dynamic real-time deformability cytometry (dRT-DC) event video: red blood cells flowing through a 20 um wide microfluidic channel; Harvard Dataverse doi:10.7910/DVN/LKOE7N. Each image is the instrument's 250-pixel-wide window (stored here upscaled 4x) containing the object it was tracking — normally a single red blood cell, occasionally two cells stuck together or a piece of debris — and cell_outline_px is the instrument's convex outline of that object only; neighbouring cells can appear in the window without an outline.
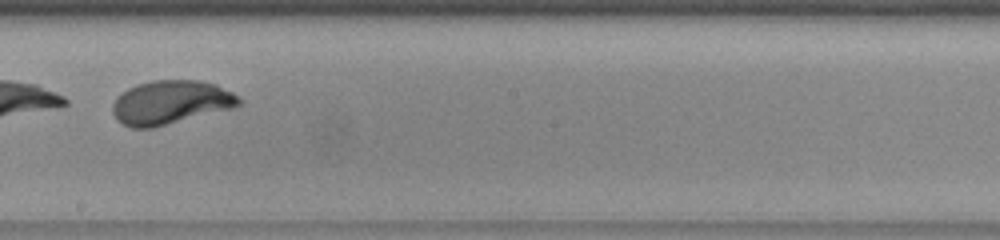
{"species": "human", "species_latin": "Homo sapiens", "temperature_condition": "warm", "stored_images_in_passage": 39, "segment_of_instrument_passage": [2, 2], "camera_frame_rate_fps": 3000, "um_per_image_px": 0.085, "donor": {"sex": "female"}, "frame": {"image": 1, "passage_image": 24, "time_ms": 7.667, "image_size_px": [1000, 240], "cell_outline_px": [[244, 100], [240, 104], [232, 108], [152, 128], [132, 128], [116, 120], [112, 112], [112, 104], [116, 96], [128, 88], [136, 84], [152, 80], [200, 80], [216, 84], [240, 96]], "centroid_in_image_um": [14.49, 8.69], "position_along_channel_um": 233.7, "area_um2": 32.48}}
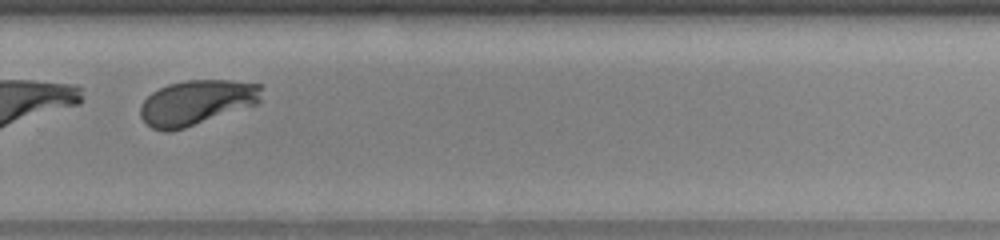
{"frame": {"image": 2, "passage_image": 30, "time_ms": 9.667, "image_size_px": [1000, 240], "cell_outline_px": [[260, 100], [256, 104], [184, 128], [168, 132], [164, 132], [152, 128], [144, 124], [140, 116], [140, 104], [152, 92], [168, 84], [188, 80], [232, 80], [260, 84]], "centroid_in_image_um": [16.65, 8.72], "position_along_channel_um": 313.2, "area_um2": 31.62}}